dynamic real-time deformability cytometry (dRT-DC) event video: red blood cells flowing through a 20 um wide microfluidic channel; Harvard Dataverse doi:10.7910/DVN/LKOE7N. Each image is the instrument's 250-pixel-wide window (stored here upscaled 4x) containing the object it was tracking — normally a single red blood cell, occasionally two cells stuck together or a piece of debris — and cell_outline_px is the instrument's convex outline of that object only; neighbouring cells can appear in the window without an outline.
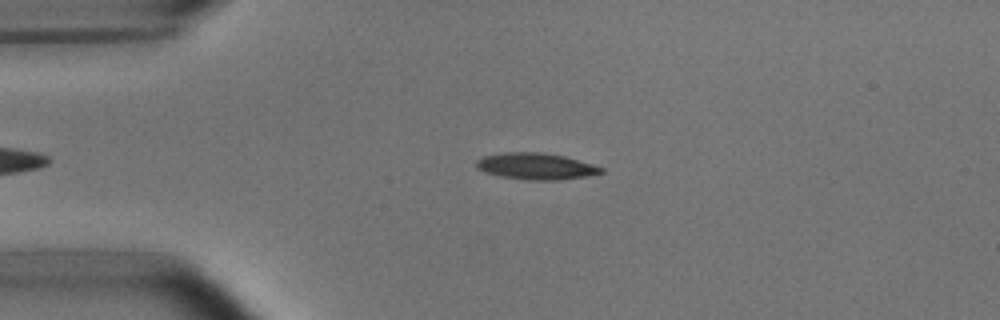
{"species": "common noctule bat (a hibernating species)", "species_latin": "Nyctalus noctula", "temperature_condition": "room temperature", "stored_images_in_passage": 2, "camera_frame_rate_fps": 3000, "um_per_image_px": 0.085, "animal": {"sex": "male", "body_mass_g": 15.6}, "frame": {"image": 1, "passage_image": 1, "time_ms": 0.0, "image_size_px": [1000, 320], "cell_outline_px": [[604, 172], [584, 176], [556, 180], [528, 180], [500, 176], [484, 172], [476, 168], [476, 160], [484, 156], [500, 152], [540, 152], [564, 156], [592, 164], [604, 168]], "centroid_in_image_um": [45.5, 14.12], "position_along_channel_um": 39.5, "area_um2": 19.19}}